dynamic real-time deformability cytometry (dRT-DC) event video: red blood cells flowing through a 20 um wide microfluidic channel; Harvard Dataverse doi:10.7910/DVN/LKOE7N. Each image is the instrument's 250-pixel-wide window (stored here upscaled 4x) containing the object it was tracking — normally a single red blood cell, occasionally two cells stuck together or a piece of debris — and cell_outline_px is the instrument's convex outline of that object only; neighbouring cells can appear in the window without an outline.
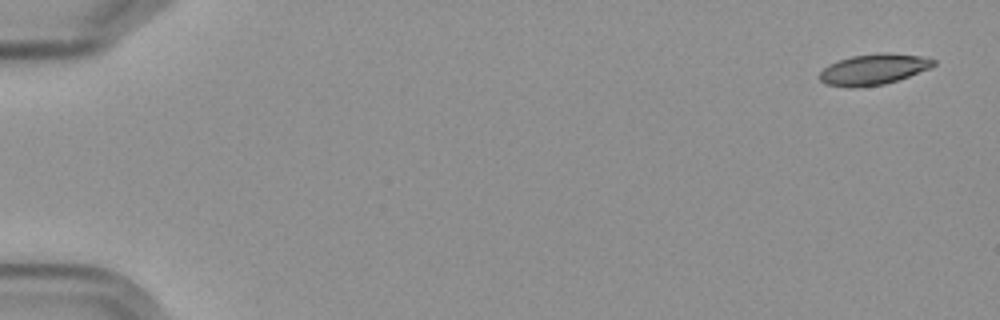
{"species": "Egyptian fruit bat (a non-hibernating species)", "species_latin": "Rousettus aegyptiacus", "temperature_condition": "cold", "stored_images_in_passage": 9, "camera_frame_rate_fps": 3000, "um_per_image_px": 0.085, "frame": {"image": 1, "passage_image": 1, "time_ms": 0.0, "image_size_px": [1000, 320], "cell_outline_px": [[936, 64], [932, 68], [884, 84], [860, 88], [848, 88], [824, 84], [816, 76], [828, 64], [836, 60], [852, 56], [880, 52], [888, 52], [920, 56], [936, 60]], "centroid_in_image_um": [74.2, 5.9], "position_along_channel_um": 10.8, "area_um2": 20.87}}
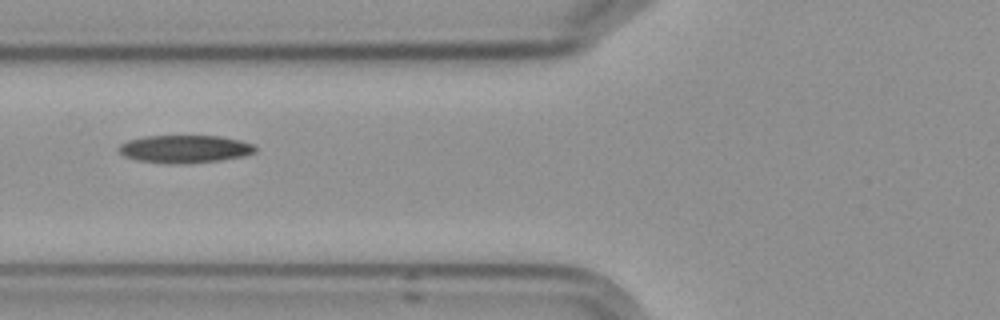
{"frame": {"image": 2, "passage_image": 7, "time_ms": 7.0, "image_size_px": [1000, 320], "cell_outline_px": [[256, 152], [244, 156], [220, 160], [184, 164], [168, 164], [136, 160], [124, 156], [116, 148], [120, 144], [128, 140], [144, 136], [220, 136], [240, 140], [252, 144], [256, 148]], "centroid_in_image_um": [15.68, 12.67], "position_along_channel_um": 110.1, "area_um2": 22.25}}
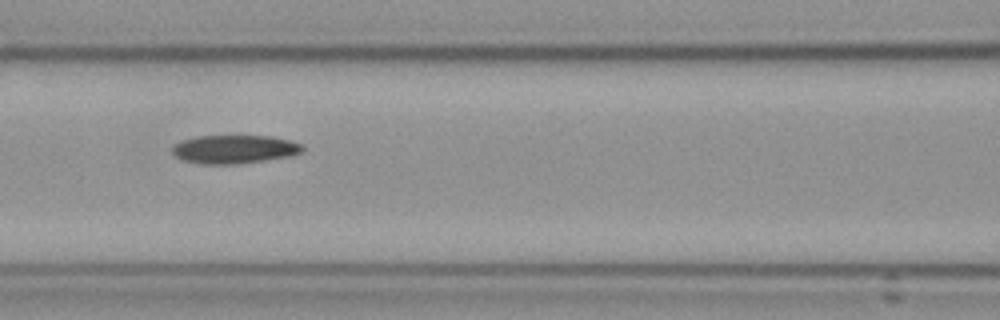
{"frame": {"image": 3, "passage_image": 8, "time_ms": 8.0, "image_size_px": [1000, 320], "cell_outline_px": [[304, 152], [292, 156], [236, 164], [204, 164], [184, 160], [176, 156], [172, 152], [172, 144], [180, 140], [196, 136], [272, 136], [304, 144]], "centroid_in_image_um": [19.94, 12.68], "position_along_channel_um": 146.7, "area_um2": 21.79}}